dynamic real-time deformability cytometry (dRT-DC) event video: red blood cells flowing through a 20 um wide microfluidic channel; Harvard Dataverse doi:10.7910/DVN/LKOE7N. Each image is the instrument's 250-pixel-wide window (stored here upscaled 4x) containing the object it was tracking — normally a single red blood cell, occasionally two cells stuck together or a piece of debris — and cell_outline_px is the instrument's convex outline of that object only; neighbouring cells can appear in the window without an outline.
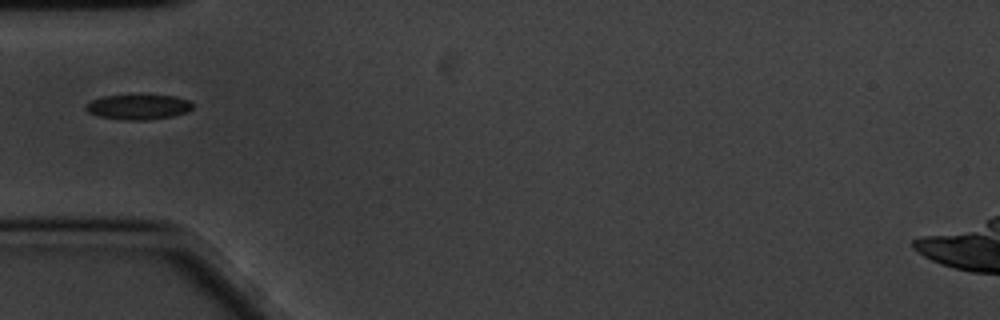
{"species": "common noctule bat (a hibernating species)", "species_latin": "Nyctalus noctula", "temperature_condition": "cold", "stored_images_in_passage": 41, "camera_frame_rate_fps": 3000, "um_per_image_px": 0.085, "animal": {"sex": "male", "body_mass_g": 20.1, "forearm_length_mm": 53.5}, "frame": {"image": 1, "passage_image": 1, "time_ms": 0.0, "image_size_px": [1000, 320], "cell_outline_px": [[192, 108], [188, 112], [172, 116], [144, 120], [124, 120], [100, 116], [88, 112], [84, 108], [84, 104], [92, 100], [104, 96], [140, 92], [176, 96], [188, 100], [192, 104]], "centroid_in_image_um": [11.75, 9.03], "position_along_channel_um": 73.3, "area_um2": 16.36}}
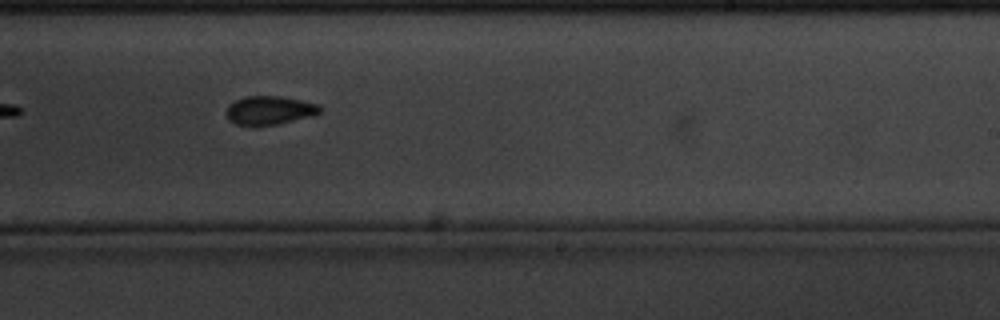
{"frame": {"image": 2, "passage_image": 18, "time_ms": 5.667, "image_size_px": [1000, 320], "cell_outline_px": [[320, 112], [316, 116], [276, 124], [236, 124], [228, 120], [228, 104], [244, 96], [280, 96], [320, 104]], "centroid_in_image_um": [22.96, 9.36], "position_along_channel_um": 266.0, "area_um2": 15.43}}
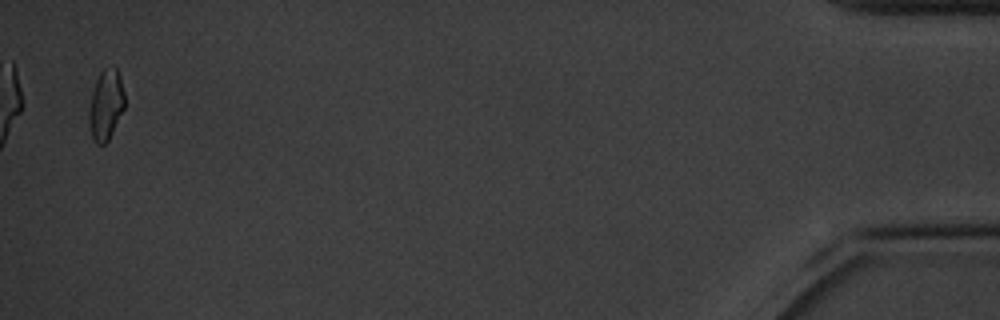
{"frame": {"image": 3, "passage_image": 40, "time_ms": 13.0, "image_size_px": [1000, 320], "cell_outline_px": [[124, 108], [108, 140], [104, 144], [96, 144], [92, 136], [92, 92], [96, 80], [100, 72], [104, 68], [116, 68], [120, 76], [124, 92]], "centroid_in_image_um": [9.06, 8.86], "position_along_channel_um": 426.1, "area_um2": 13.7}}